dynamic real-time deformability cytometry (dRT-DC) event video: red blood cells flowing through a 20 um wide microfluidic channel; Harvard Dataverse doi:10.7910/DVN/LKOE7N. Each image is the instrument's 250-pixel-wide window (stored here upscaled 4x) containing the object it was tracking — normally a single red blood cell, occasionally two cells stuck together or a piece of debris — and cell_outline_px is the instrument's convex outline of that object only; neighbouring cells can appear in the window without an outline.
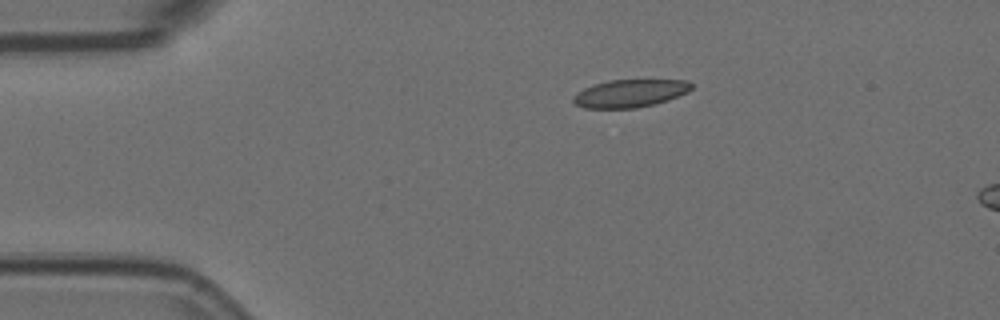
{"species": "Egyptian fruit bat (a non-hibernating species)", "species_latin": "Rousettus aegyptiacus", "temperature_condition": "room temperature", "stored_images_in_passage": 3, "camera_frame_rate_fps": 3000, "um_per_image_px": 0.085, "animal": {"sex": "female"}, "frame": {"image": 1, "passage_image": 1, "time_ms": 0.0, "image_size_px": [1000, 320], "cell_outline_px": [[692, 88], [688, 92], [668, 100], [636, 108], [584, 108], [576, 104], [572, 100], [572, 96], [576, 92], [592, 84], [608, 80], [688, 80], [692, 84]], "centroid_in_image_um": [53.52, 7.93], "position_along_channel_um": 31.5, "area_um2": 19.19}}